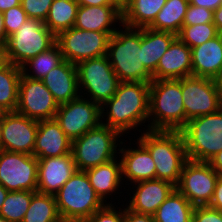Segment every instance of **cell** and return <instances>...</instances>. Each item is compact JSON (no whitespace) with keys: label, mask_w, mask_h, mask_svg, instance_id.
<instances>
[{"label":"cell","mask_w":222,"mask_h":222,"mask_svg":"<svg viewBox=\"0 0 222 222\" xmlns=\"http://www.w3.org/2000/svg\"><path fill=\"white\" fill-rule=\"evenodd\" d=\"M209 207L222 211V175L218 176L215 185L214 195L209 204Z\"/></svg>","instance_id":"42"},{"label":"cell","mask_w":222,"mask_h":222,"mask_svg":"<svg viewBox=\"0 0 222 222\" xmlns=\"http://www.w3.org/2000/svg\"><path fill=\"white\" fill-rule=\"evenodd\" d=\"M189 6V0H167L148 28L178 35Z\"/></svg>","instance_id":"28"},{"label":"cell","mask_w":222,"mask_h":222,"mask_svg":"<svg viewBox=\"0 0 222 222\" xmlns=\"http://www.w3.org/2000/svg\"><path fill=\"white\" fill-rule=\"evenodd\" d=\"M38 159L34 155L0 151V184L8 191L37 192Z\"/></svg>","instance_id":"12"},{"label":"cell","mask_w":222,"mask_h":222,"mask_svg":"<svg viewBox=\"0 0 222 222\" xmlns=\"http://www.w3.org/2000/svg\"><path fill=\"white\" fill-rule=\"evenodd\" d=\"M91 186L104 204H112L110 196L115 195V191L122 189V164L120 158L113 159L107 163L85 170ZM122 184V185H121ZM121 186V187H120ZM119 188V189H118ZM114 193V194H113ZM113 194V195H112ZM108 198V199H107Z\"/></svg>","instance_id":"25"},{"label":"cell","mask_w":222,"mask_h":222,"mask_svg":"<svg viewBox=\"0 0 222 222\" xmlns=\"http://www.w3.org/2000/svg\"><path fill=\"white\" fill-rule=\"evenodd\" d=\"M39 121L18 112H6L1 119L2 150L34 155Z\"/></svg>","instance_id":"16"},{"label":"cell","mask_w":222,"mask_h":222,"mask_svg":"<svg viewBox=\"0 0 222 222\" xmlns=\"http://www.w3.org/2000/svg\"><path fill=\"white\" fill-rule=\"evenodd\" d=\"M115 32L86 31L72 27L56 36L63 59L77 65L107 55L108 43Z\"/></svg>","instance_id":"10"},{"label":"cell","mask_w":222,"mask_h":222,"mask_svg":"<svg viewBox=\"0 0 222 222\" xmlns=\"http://www.w3.org/2000/svg\"><path fill=\"white\" fill-rule=\"evenodd\" d=\"M189 4L215 11L222 4V0H189Z\"/></svg>","instance_id":"43"},{"label":"cell","mask_w":222,"mask_h":222,"mask_svg":"<svg viewBox=\"0 0 222 222\" xmlns=\"http://www.w3.org/2000/svg\"><path fill=\"white\" fill-rule=\"evenodd\" d=\"M122 24V5H79L74 27L86 31L116 32Z\"/></svg>","instance_id":"22"},{"label":"cell","mask_w":222,"mask_h":222,"mask_svg":"<svg viewBox=\"0 0 222 222\" xmlns=\"http://www.w3.org/2000/svg\"><path fill=\"white\" fill-rule=\"evenodd\" d=\"M2 150V126H1V119H0V151Z\"/></svg>","instance_id":"52"},{"label":"cell","mask_w":222,"mask_h":222,"mask_svg":"<svg viewBox=\"0 0 222 222\" xmlns=\"http://www.w3.org/2000/svg\"><path fill=\"white\" fill-rule=\"evenodd\" d=\"M63 60L60 47L55 43L48 50L39 53L36 57L25 62L21 66V73L25 77L41 80L50 70L58 66Z\"/></svg>","instance_id":"32"},{"label":"cell","mask_w":222,"mask_h":222,"mask_svg":"<svg viewBox=\"0 0 222 222\" xmlns=\"http://www.w3.org/2000/svg\"><path fill=\"white\" fill-rule=\"evenodd\" d=\"M149 88L150 83L120 82L114 96L100 106L101 124L122 136L146 126V121L144 129L149 130Z\"/></svg>","instance_id":"1"},{"label":"cell","mask_w":222,"mask_h":222,"mask_svg":"<svg viewBox=\"0 0 222 222\" xmlns=\"http://www.w3.org/2000/svg\"><path fill=\"white\" fill-rule=\"evenodd\" d=\"M176 37L177 35L170 32L155 31L148 27L142 28V62L151 74L155 72L159 59Z\"/></svg>","instance_id":"27"},{"label":"cell","mask_w":222,"mask_h":222,"mask_svg":"<svg viewBox=\"0 0 222 222\" xmlns=\"http://www.w3.org/2000/svg\"><path fill=\"white\" fill-rule=\"evenodd\" d=\"M149 123V130L181 131L186 126L182 79L150 82Z\"/></svg>","instance_id":"4"},{"label":"cell","mask_w":222,"mask_h":222,"mask_svg":"<svg viewBox=\"0 0 222 222\" xmlns=\"http://www.w3.org/2000/svg\"><path fill=\"white\" fill-rule=\"evenodd\" d=\"M192 76L191 48L176 37L159 59L153 80L182 79Z\"/></svg>","instance_id":"20"},{"label":"cell","mask_w":222,"mask_h":222,"mask_svg":"<svg viewBox=\"0 0 222 222\" xmlns=\"http://www.w3.org/2000/svg\"><path fill=\"white\" fill-rule=\"evenodd\" d=\"M54 0H21V6L28 18L45 21Z\"/></svg>","instance_id":"37"},{"label":"cell","mask_w":222,"mask_h":222,"mask_svg":"<svg viewBox=\"0 0 222 222\" xmlns=\"http://www.w3.org/2000/svg\"><path fill=\"white\" fill-rule=\"evenodd\" d=\"M62 221L85 222L105 204L97 196L85 171H76L54 195Z\"/></svg>","instance_id":"5"},{"label":"cell","mask_w":222,"mask_h":222,"mask_svg":"<svg viewBox=\"0 0 222 222\" xmlns=\"http://www.w3.org/2000/svg\"><path fill=\"white\" fill-rule=\"evenodd\" d=\"M5 113H6V111L0 106V119L3 118Z\"/></svg>","instance_id":"53"},{"label":"cell","mask_w":222,"mask_h":222,"mask_svg":"<svg viewBox=\"0 0 222 222\" xmlns=\"http://www.w3.org/2000/svg\"><path fill=\"white\" fill-rule=\"evenodd\" d=\"M0 222H9L4 217L0 216Z\"/></svg>","instance_id":"54"},{"label":"cell","mask_w":222,"mask_h":222,"mask_svg":"<svg viewBox=\"0 0 222 222\" xmlns=\"http://www.w3.org/2000/svg\"><path fill=\"white\" fill-rule=\"evenodd\" d=\"M21 67L4 62L0 66V106L6 112H14L18 106Z\"/></svg>","instance_id":"29"},{"label":"cell","mask_w":222,"mask_h":222,"mask_svg":"<svg viewBox=\"0 0 222 222\" xmlns=\"http://www.w3.org/2000/svg\"><path fill=\"white\" fill-rule=\"evenodd\" d=\"M215 80H216L217 87H218V90H219V93H220V98H221V101H222V70H221L219 76Z\"/></svg>","instance_id":"50"},{"label":"cell","mask_w":222,"mask_h":222,"mask_svg":"<svg viewBox=\"0 0 222 222\" xmlns=\"http://www.w3.org/2000/svg\"><path fill=\"white\" fill-rule=\"evenodd\" d=\"M194 206L177 190L153 214L155 222H191Z\"/></svg>","instance_id":"30"},{"label":"cell","mask_w":222,"mask_h":222,"mask_svg":"<svg viewBox=\"0 0 222 222\" xmlns=\"http://www.w3.org/2000/svg\"><path fill=\"white\" fill-rule=\"evenodd\" d=\"M78 8L77 0H54L44 21L45 26L55 36L72 28Z\"/></svg>","instance_id":"31"},{"label":"cell","mask_w":222,"mask_h":222,"mask_svg":"<svg viewBox=\"0 0 222 222\" xmlns=\"http://www.w3.org/2000/svg\"><path fill=\"white\" fill-rule=\"evenodd\" d=\"M131 186H133L131 188ZM133 195L127 199L126 207L136 213L153 215L163 202L176 189L172 183L160 180L150 179L131 185Z\"/></svg>","instance_id":"19"},{"label":"cell","mask_w":222,"mask_h":222,"mask_svg":"<svg viewBox=\"0 0 222 222\" xmlns=\"http://www.w3.org/2000/svg\"><path fill=\"white\" fill-rule=\"evenodd\" d=\"M4 16L3 13L0 12V47L3 49L7 44V36L5 33V27H4Z\"/></svg>","instance_id":"48"},{"label":"cell","mask_w":222,"mask_h":222,"mask_svg":"<svg viewBox=\"0 0 222 222\" xmlns=\"http://www.w3.org/2000/svg\"><path fill=\"white\" fill-rule=\"evenodd\" d=\"M119 28L111 35L107 51L115 74L120 82L150 83L153 80L152 74L142 62V28L123 24Z\"/></svg>","instance_id":"2"},{"label":"cell","mask_w":222,"mask_h":222,"mask_svg":"<svg viewBox=\"0 0 222 222\" xmlns=\"http://www.w3.org/2000/svg\"><path fill=\"white\" fill-rule=\"evenodd\" d=\"M131 146H125L123 139L119 146L118 158L122 164V180L125 185L156 179V166L148 149L138 140ZM123 145V146H122ZM129 147V148H128ZM126 180H125V179ZM129 181V183H128ZM128 183V184H127Z\"/></svg>","instance_id":"17"},{"label":"cell","mask_w":222,"mask_h":222,"mask_svg":"<svg viewBox=\"0 0 222 222\" xmlns=\"http://www.w3.org/2000/svg\"><path fill=\"white\" fill-rule=\"evenodd\" d=\"M76 67L80 96L84 94L99 106L114 96L120 81L107 55L81 61Z\"/></svg>","instance_id":"9"},{"label":"cell","mask_w":222,"mask_h":222,"mask_svg":"<svg viewBox=\"0 0 222 222\" xmlns=\"http://www.w3.org/2000/svg\"><path fill=\"white\" fill-rule=\"evenodd\" d=\"M58 108L52 93L41 80L21 75L16 112L40 121L55 118Z\"/></svg>","instance_id":"15"},{"label":"cell","mask_w":222,"mask_h":222,"mask_svg":"<svg viewBox=\"0 0 222 222\" xmlns=\"http://www.w3.org/2000/svg\"><path fill=\"white\" fill-rule=\"evenodd\" d=\"M182 98L187 122L222 108L215 79L196 76L182 78Z\"/></svg>","instance_id":"13"},{"label":"cell","mask_w":222,"mask_h":222,"mask_svg":"<svg viewBox=\"0 0 222 222\" xmlns=\"http://www.w3.org/2000/svg\"><path fill=\"white\" fill-rule=\"evenodd\" d=\"M193 222H222V211L209 206H196L192 214Z\"/></svg>","instance_id":"40"},{"label":"cell","mask_w":222,"mask_h":222,"mask_svg":"<svg viewBox=\"0 0 222 222\" xmlns=\"http://www.w3.org/2000/svg\"><path fill=\"white\" fill-rule=\"evenodd\" d=\"M3 16H4L3 22L7 38L10 35L14 34L17 31V29H19L20 26L24 24L28 19V16L23 10L21 5L6 10L3 13Z\"/></svg>","instance_id":"36"},{"label":"cell","mask_w":222,"mask_h":222,"mask_svg":"<svg viewBox=\"0 0 222 222\" xmlns=\"http://www.w3.org/2000/svg\"><path fill=\"white\" fill-rule=\"evenodd\" d=\"M21 5V0H0V12L4 13L6 10Z\"/></svg>","instance_id":"47"},{"label":"cell","mask_w":222,"mask_h":222,"mask_svg":"<svg viewBox=\"0 0 222 222\" xmlns=\"http://www.w3.org/2000/svg\"><path fill=\"white\" fill-rule=\"evenodd\" d=\"M213 23V11L189 4L182 26Z\"/></svg>","instance_id":"39"},{"label":"cell","mask_w":222,"mask_h":222,"mask_svg":"<svg viewBox=\"0 0 222 222\" xmlns=\"http://www.w3.org/2000/svg\"><path fill=\"white\" fill-rule=\"evenodd\" d=\"M219 174L208 162L187 160L176 189L194 206H209Z\"/></svg>","instance_id":"11"},{"label":"cell","mask_w":222,"mask_h":222,"mask_svg":"<svg viewBox=\"0 0 222 222\" xmlns=\"http://www.w3.org/2000/svg\"><path fill=\"white\" fill-rule=\"evenodd\" d=\"M167 0H125L122 24L132 28L148 27Z\"/></svg>","instance_id":"26"},{"label":"cell","mask_w":222,"mask_h":222,"mask_svg":"<svg viewBox=\"0 0 222 222\" xmlns=\"http://www.w3.org/2000/svg\"><path fill=\"white\" fill-rule=\"evenodd\" d=\"M208 163L219 175H222V150L219 151Z\"/></svg>","instance_id":"45"},{"label":"cell","mask_w":222,"mask_h":222,"mask_svg":"<svg viewBox=\"0 0 222 222\" xmlns=\"http://www.w3.org/2000/svg\"><path fill=\"white\" fill-rule=\"evenodd\" d=\"M72 141L53 119L40 120L36 133L34 156L37 159L71 153Z\"/></svg>","instance_id":"21"},{"label":"cell","mask_w":222,"mask_h":222,"mask_svg":"<svg viewBox=\"0 0 222 222\" xmlns=\"http://www.w3.org/2000/svg\"><path fill=\"white\" fill-rule=\"evenodd\" d=\"M100 106L92 100L79 96L68 103L59 105L55 120L65 135L73 141L88 130L101 124Z\"/></svg>","instance_id":"14"},{"label":"cell","mask_w":222,"mask_h":222,"mask_svg":"<svg viewBox=\"0 0 222 222\" xmlns=\"http://www.w3.org/2000/svg\"><path fill=\"white\" fill-rule=\"evenodd\" d=\"M22 222H62L54 195L36 192Z\"/></svg>","instance_id":"33"},{"label":"cell","mask_w":222,"mask_h":222,"mask_svg":"<svg viewBox=\"0 0 222 222\" xmlns=\"http://www.w3.org/2000/svg\"><path fill=\"white\" fill-rule=\"evenodd\" d=\"M76 171L72 153L38 159L37 192L55 195Z\"/></svg>","instance_id":"18"},{"label":"cell","mask_w":222,"mask_h":222,"mask_svg":"<svg viewBox=\"0 0 222 222\" xmlns=\"http://www.w3.org/2000/svg\"><path fill=\"white\" fill-rule=\"evenodd\" d=\"M220 33L214 23H204L190 26H182L177 37L190 48L199 46Z\"/></svg>","instance_id":"35"},{"label":"cell","mask_w":222,"mask_h":222,"mask_svg":"<svg viewBox=\"0 0 222 222\" xmlns=\"http://www.w3.org/2000/svg\"><path fill=\"white\" fill-rule=\"evenodd\" d=\"M114 204H105L85 222H124V208H117Z\"/></svg>","instance_id":"38"},{"label":"cell","mask_w":222,"mask_h":222,"mask_svg":"<svg viewBox=\"0 0 222 222\" xmlns=\"http://www.w3.org/2000/svg\"><path fill=\"white\" fill-rule=\"evenodd\" d=\"M81 6H105V5H121L116 0H77Z\"/></svg>","instance_id":"44"},{"label":"cell","mask_w":222,"mask_h":222,"mask_svg":"<svg viewBox=\"0 0 222 222\" xmlns=\"http://www.w3.org/2000/svg\"><path fill=\"white\" fill-rule=\"evenodd\" d=\"M120 137L122 135L117 130L100 124L74 139L71 153L77 170L85 171L118 158L119 148L117 147L122 142Z\"/></svg>","instance_id":"7"},{"label":"cell","mask_w":222,"mask_h":222,"mask_svg":"<svg viewBox=\"0 0 222 222\" xmlns=\"http://www.w3.org/2000/svg\"><path fill=\"white\" fill-rule=\"evenodd\" d=\"M137 139L148 149L156 166V179L179 184L186 156L181 131L142 130Z\"/></svg>","instance_id":"3"},{"label":"cell","mask_w":222,"mask_h":222,"mask_svg":"<svg viewBox=\"0 0 222 222\" xmlns=\"http://www.w3.org/2000/svg\"><path fill=\"white\" fill-rule=\"evenodd\" d=\"M5 62L3 49L0 47V66Z\"/></svg>","instance_id":"51"},{"label":"cell","mask_w":222,"mask_h":222,"mask_svg":"<svg viewBox=\"0 0 222 222\" xmlns=\"http://www.w3.org/2000/svg\"><path fill=\"white\" fill-rule=\"evenodd\" d=\"M118 3H120L121 5H123V0H116Z\"/></svg>","instance_id":"55"},{"label":"cell","mask_w":222,"mask_h":222,"mask_svg":"<svg viewBox=\"0 0 222 222\" xmlns=\"http://www.w3.org/2000/svg\"><path fill=\"white\" fill-rule=\"evenodd\" d=\"M213 23L217 27V30L222 34V4L213 11Z\"/></svg>","instance_id":"46"},{"label":"cell","mask_w":222,"mask_h":222,"mask_svg":"<svg viewBox=\"0 0 222 222\" xmlns=\"http://www.w3.org/2000/svg\"><path fill=\"white\" fill-rule=\"evenodd\" d=\"M41 81L52 93L58 105L68 103L80 96L77 67L71 62L63 60Z\"/></svg>","instance_id":"23"},{"label":"cell","mask_w":222,"mask_h":222,"mask_svg":"<svg viewBox=\"0 0 222 222\" xmlns=\"http://www.w3.org/2000/svg\"><path fill=\"white\" fill-rule=\"evenodd\" d=\"M124 222H155L153 215L140 214L124 207Z\"/></svg>","instance_id":"41"},{"label":"cell","mask_w":222,"mask_h":222,"mask_svg":"<svg viewBox=\"0 0 222 222\" xmlns=\"http://www.w3.org/2000/svg\"><path fill=\"white\" fill-rule=\"evenodd\" d=\"M8 190L5 189L1 184H0V211L2 208V205L4 203V200L6 199V196L8 194Z\"/></svg>","instance_id":"49"},{"label":"cell","mask_w":222,"mask_h":222,"mask_svg":"<svg viewBox=\"0 0 222 222\" xmlns=\"http://www.w3.org/2000/svg\"><path fill=\"white\" fill-rule=\"evenodd\" d=\"M181 133L187 159L209 162L222 150V108L189 120Z\"/></svg>","instance_id":"6"},{"label":"cell","mask_w":222,"mask_h":222,"mask_svg":"<svg viewBox=\"0 0 222 222\" xmlns=\"http://www.w3.org/2000/svg\"><path fill=\"white\" fill-rule=\"evenodd\" d=\"M56 43V36L39 19L28 18L10 35L3 48L5 61L21 67L29 59L48 50Z\"/></svg>","instance_id":"8"},{"label":"cell","mask_w":222,"mask_h":222,"mask_svg":"<svg viewBox=\"0 0 222 222\" xmlns=\"http://www.w3.org/2000/svg\"><path fill=\"white\" fill-rule=\"evenodd\" d=\"M192 76L216 79L222 70V34L191 48Z\"/></svg>","instance_id":"24"},{"label":"cell","mask_w":222,"mask_h":222,"mask_svg":"<svg viewBox=\"0 0 222 222\" xmlns=\"http://www.w3.org/2000/svg\"><path fill=\"white\" fill-rule=\"evenodd\" d=\"M35 193L27 190L9 191L2 205L0 216L9 222H22Z\"/></svg>","instance_id":"34"}]
</instances>
